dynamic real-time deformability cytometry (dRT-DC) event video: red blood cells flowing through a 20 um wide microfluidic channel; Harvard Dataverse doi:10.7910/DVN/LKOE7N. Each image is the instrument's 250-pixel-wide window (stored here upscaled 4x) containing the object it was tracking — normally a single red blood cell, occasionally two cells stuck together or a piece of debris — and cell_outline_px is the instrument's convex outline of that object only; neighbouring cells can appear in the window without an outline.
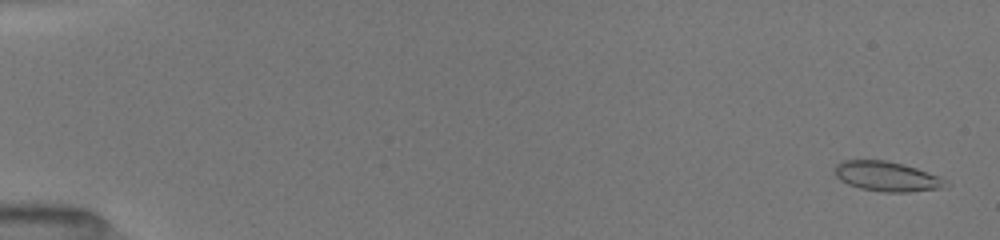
{"species": "common noctule bat (a hibernating species)", "species_latin": "Nyctalus noctula", "temperature_condition": "room temperature", "stored_images_in_passage": 46, "camera_frame_rate_fps": 3000, "um_per_image_px": 0.085, "animal": {"sex": "female", "body_mass_g": 19.5, "forearm_length_mm": 54.1}, "frame": {"image": 1, "passage_image": 1, "time_ms": 0.0, "image_size_px": [1000, 240], "cell_outline_px": [[952, 184], [948, 188], [908, 192], [884, 192], [860, 188], [848, 184], [840, 180], [836, 176], [832, 168], [836, 164], [844, 160], [884, 160], [916, 168], [940, 176], [948, 180]], "centroid_in_image_um": [75.44, 15.01], "position_along_channel_um": 9.6, "area_um2": 19.59}}
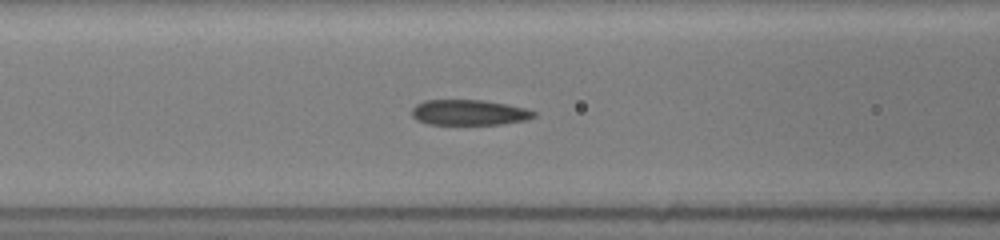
{"frame": {"image": 2, "passage_image": 20, "time_ms": 7.0, "image_size_px": [1000, 240], "cell_outline_px": [[536, 116], [528, 120], [500, 124], [428, 124], [416, 120], [412, 116], [412, 108], [416, 104], [424, 100], [484, 100], [508, 104], [524, 108], [536, 112]], "centroid_in_image_um": [39.87, 9.56], "position_along_channel_um": 126.7, "area_um2": 18.21}}
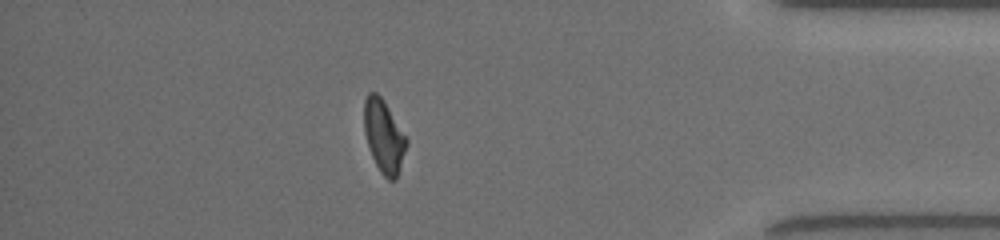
{"frame": {"image": 3, "passage_image": 41, "time_ms": 14.667, "image_size_px": [1000, 240], "cell_outline_px": [[408, 144], [396, 180], [388, 180], [380, 172], [372, 156], [364, 132], [364, 100], [368, 92], [376, 92], [384, 100], [408, 140]], "centroid_in_image_um": [32.63, 11.58], "position_along_channel_um": 402.6, "area_um2": 17.98}, "authors_computed_cell_mechanics": {"area_um2": 18.5538, "velocity_mm_per_s": 4.0236, "shape_relaxation_time_tau1_ms": 7.9508, "shape_relaxation_time_tau2_ms": 2.4074, "deformation_change_tau1": 0.2318, "deformation_change_tau2": 0.1021}}